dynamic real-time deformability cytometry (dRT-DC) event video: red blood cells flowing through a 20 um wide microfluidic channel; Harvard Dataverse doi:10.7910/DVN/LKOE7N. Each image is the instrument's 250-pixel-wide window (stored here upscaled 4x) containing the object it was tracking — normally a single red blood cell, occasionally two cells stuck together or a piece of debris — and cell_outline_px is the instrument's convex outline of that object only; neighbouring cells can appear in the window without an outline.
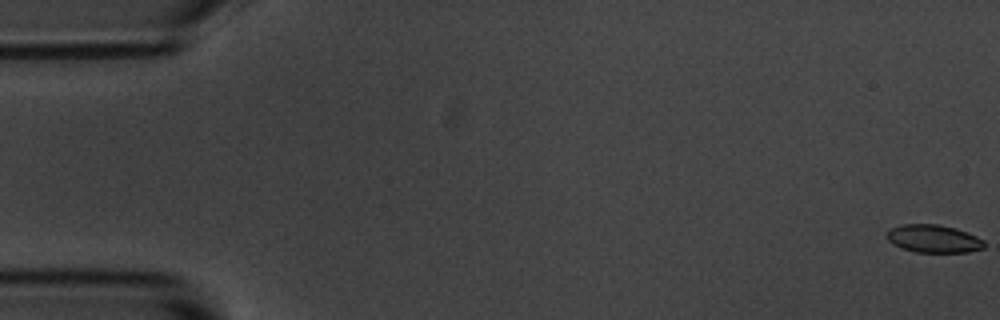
{"species": "common noctule bat (a hibernating species)", "species_latin": "Nyctalus noctula", "temperature_condition": "room temperature", "stored_images_in_passage": 7, "camera_frame_rate_fps": 3000, "um_per_image_px": 0.085, "animal": {"sex": "male", "body_mass_g": 20.1, "forearm_length_mm": 53.5}, "frame": {"image": 1, "passage_image": 1, "time_ms": 0.0, "image_size_px": [1000, 320], "cell_outline_px": [[984, 248], [968, 252], [916, 252], [892, 244], [888, 240], [888, 232], [892, 228], [900, 224], [940, 224], [956, 228], [976, 236], [984, 240]], "centroid_in_image_um": [79.37, 20.28], "position_along_channel_um": 5.6, "area_um2": 15.72}}
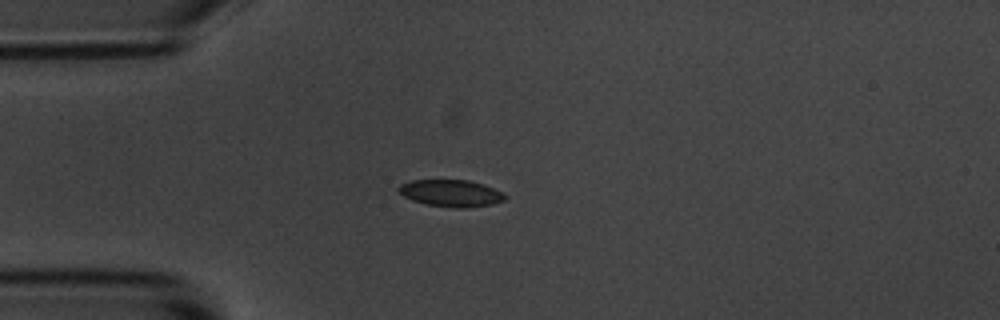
{"frame": {"image": 2, "passage_image": 4, "time_ms": 4.667, "image_size_px": [1000, 320], "cell_outline_px": [[508, 196], [504, 200], [492, 204], [464, 208], [456, 208], [424, 204], [412, 200], [404, 196], [396, 188], [400, 184], [412, 180], [468, 180], [504, 192]], "centroid_in_image_um": [38.32, 16.42], "position_along_channel_um": 46.7, "area_um2": 16.65}}
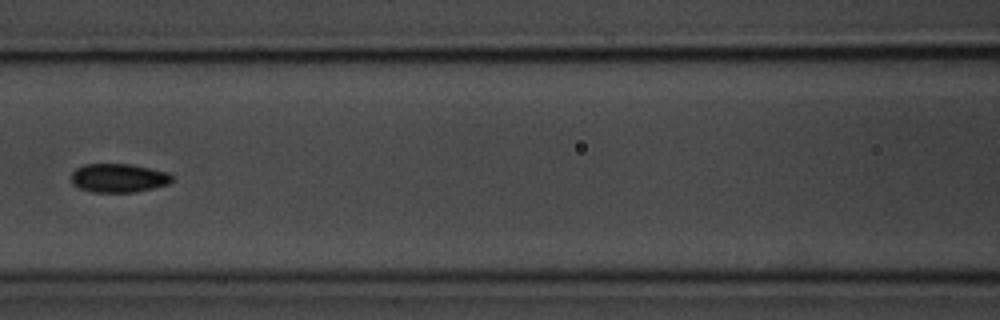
{"frame": {"image": 3, "passage_image": 7, "time_ms": 8.0, "image_size_px": [1000, 320], "cell_outline_px": [[172, 180], [168, 184], [136, 192], [92, 192], [80, 188], [72, 184], [72, 172], [76, 168], [84, 164], [132, 164], [152, 168], [168, 172], [172, 176]], "centroid_in_image_um": [10.08, 15.12], "position_along_channel_um": 156.5, "area_um2": 16.94}}